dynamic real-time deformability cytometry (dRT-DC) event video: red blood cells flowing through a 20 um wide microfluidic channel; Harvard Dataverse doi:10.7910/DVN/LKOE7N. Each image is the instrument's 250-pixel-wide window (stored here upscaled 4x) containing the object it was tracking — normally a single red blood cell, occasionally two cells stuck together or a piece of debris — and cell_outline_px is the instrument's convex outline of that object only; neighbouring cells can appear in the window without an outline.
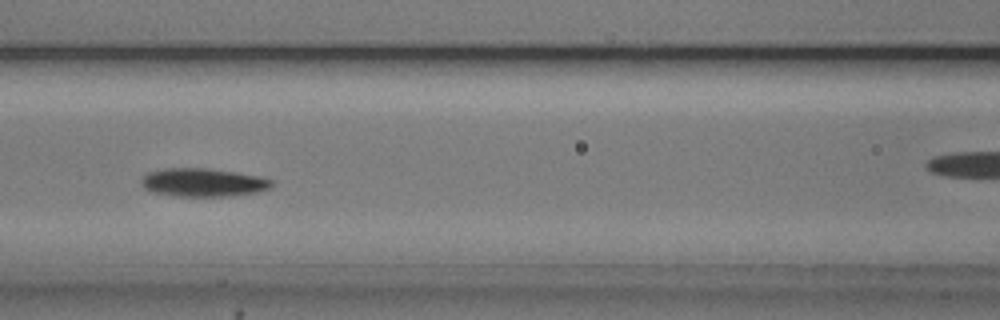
{"species": "common noctule bat (a hibernating species)", "species_latin": "Nyctalus noctula", "temperature_condition": "cold", "stored_images_in_passage": 29, "camera_frame_rate_fps": 3000, "um_per_image_px": 0.085, "animal": {"sex": "male", "body_mass_g": 20.5, "forearm_length_mm": 52.5}, "frame": {"image": 1, "passage_image": 9, "time_ms": 2.667, "image_size_px": [1000, 320], "cell_outline_px": [[276, 184], [272, 188], [260, 192], [232, 196], [176, 196], [152, 192], [144, 188], [140, 184], [140, 180], [148, 172], [164, 168], [208, 168], [236, 172], [260, 176], [272, 180]], "centroid_in_image_um": [17.31, 15.51], "position_along_channel_um": 149.3, "area_um2": 21.91}, "authors_computed_cell_mechanics": {"area_um2": 20.6924, "velocity_mm_per_s": 3.7272, "shape_relaxation_time_tau1_ms": 2.0948, "shape_relaxation_time_tau2_ms": 7.4672, "deformation_change_tau1": 0.127, "deformation_change_tau2": 0.1097}}